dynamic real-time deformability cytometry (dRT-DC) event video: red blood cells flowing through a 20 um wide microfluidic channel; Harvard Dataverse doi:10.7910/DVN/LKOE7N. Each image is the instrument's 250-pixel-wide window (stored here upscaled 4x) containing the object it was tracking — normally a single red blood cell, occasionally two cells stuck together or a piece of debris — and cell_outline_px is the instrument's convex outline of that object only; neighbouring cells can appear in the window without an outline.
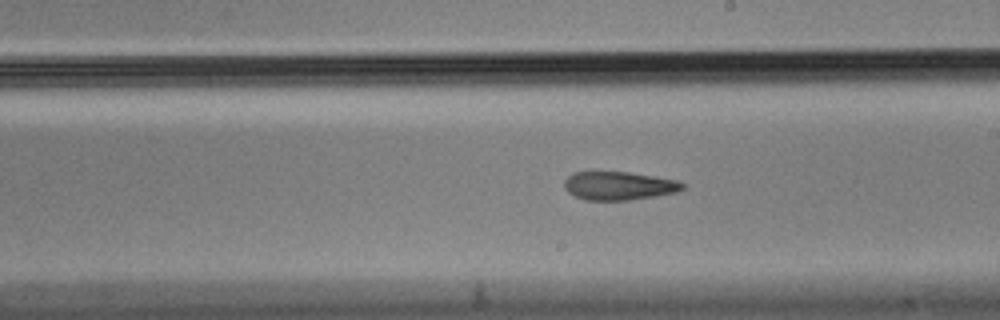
{"species": "Egyptian fruit bat (a non-hibernating species)", "species_latin": "Rousettus aegyptiacus", "temperature_condition": "cold", "stored_images_in_passage": 24, "camera_frame_rate_fps": 3000, "um_per_image_px": 0.085, "animal": {"sex": "male"}, "frame": {"image": 1, "passage_image": 11, "time_ms": 3.333, "image_size_px": [1000, 320], "cell_outline_px": [[684, 188], [676, 192], [656, 196], [628, 200], [584, 200], [568, 192], [564, 188], [564, 180], [572, 172], [628, 172], [680, 180], [684, 184]], "centroid_in_image_um": [52.61, 15.79], "position_along_channel_um": 236.4, "area_um2": 19.65}}